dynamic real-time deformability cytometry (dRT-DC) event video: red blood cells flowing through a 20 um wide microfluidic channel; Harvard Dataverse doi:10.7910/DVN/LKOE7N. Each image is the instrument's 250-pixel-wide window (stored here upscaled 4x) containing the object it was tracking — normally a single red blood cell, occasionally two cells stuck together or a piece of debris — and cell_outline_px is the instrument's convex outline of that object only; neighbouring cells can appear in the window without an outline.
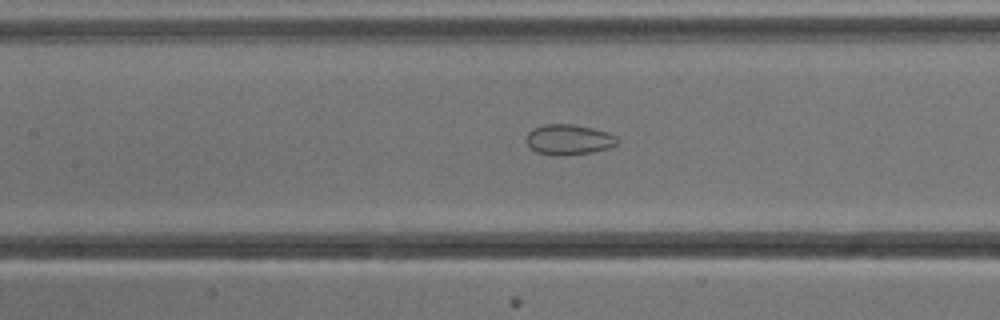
{"species": "common noctule bat (a hibernating species)", "species_latin": "Nyctalus noctula", "temperature_condition": "cold", "stored_images_in_passage": 42, "camera_frame_rate_fps": 3000, "um_per_image_px": 0.085, "animal": {"sex": "male", "body_mass_g": 13.3}, "frame": {"image": 1, "passage_image": 13, "time_ms": 4.0, "image_size_px": [1000, 320], "cell_outline_px": [[620, 140], [616, 144], [608, 148], [592, 152], [564, 156], [552, 156], [536, 152], [528, 148], [528, 132], [532, 128], [544, 124], [572, 124], [592, 128], [608, 132], [616, 136]], "centroid_in_image_um": [48.33, 11.88], "position_along_channel_um": 159.1, "area_um2": 16.3}}
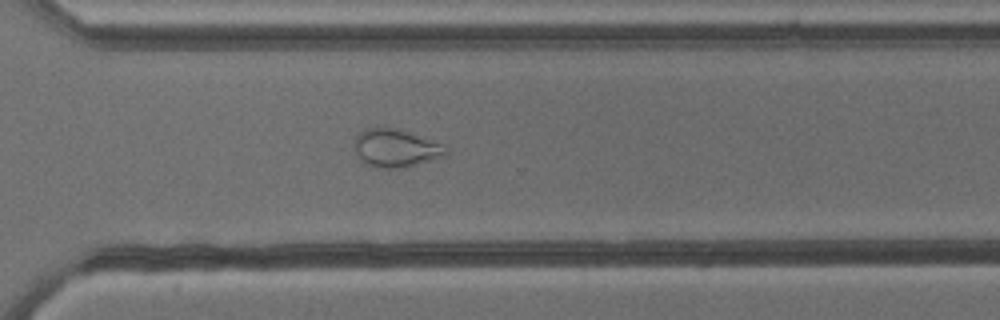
{"frame": {"image": 2, "passage_image": 27, "time_ms": 8.667, "image_size_px": [1000, 320], "cell_outline_px": [[448, 152], [444, 156], [404, 168], [380, 168], [364, 164], [360, 160], [356, 152], [356, 136], [364, 128], [400, 128], [440, 144]], "centroid_in_image_um": [33.6, 12.6], "position_along_channel_um": 337.0, "area_um2": 20.0}}
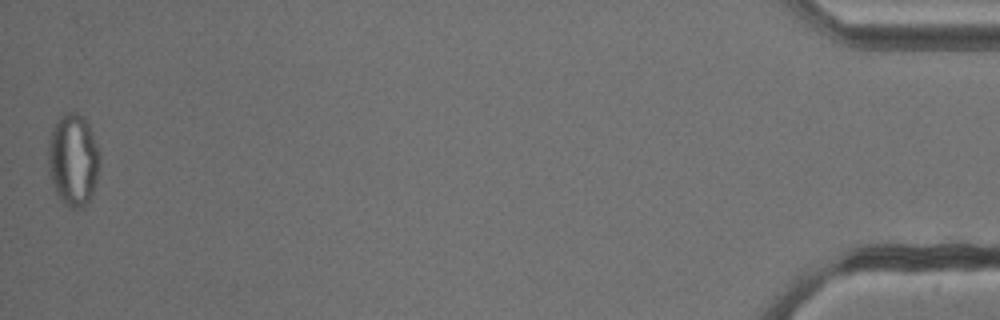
{"frame": {"image": 3, "passage_image": 42, "time_ms": 13.667, "image_size_px": [1000, 320], "cell_outline_px": [[100, 160], [96, 180], [92, 192], [88, 200], [80, 208], [68, 208], [64, 204], [56, 192], [52, 180], [48, 164], [48, 140], [52, 128], [56, 120], [64, 112], [76, 112], [84, 116], [88, 124], [100, 152]], "centroid_in_image_um": [6.21, 13.53], "position_along_channel_um": 429.0, "area_um2": 27.63}, "authors_computed_cell_mechanics": {"area_um2": 21.6172, "velocity_mm_per_s": 3.8273, "shape_relaxation_time_tau1_ms": null, "shape_relaxation_time_tau2_ms": 1.8182, "deformation_change_tau1": null, "deformation_change_tau2": 0.0742}}